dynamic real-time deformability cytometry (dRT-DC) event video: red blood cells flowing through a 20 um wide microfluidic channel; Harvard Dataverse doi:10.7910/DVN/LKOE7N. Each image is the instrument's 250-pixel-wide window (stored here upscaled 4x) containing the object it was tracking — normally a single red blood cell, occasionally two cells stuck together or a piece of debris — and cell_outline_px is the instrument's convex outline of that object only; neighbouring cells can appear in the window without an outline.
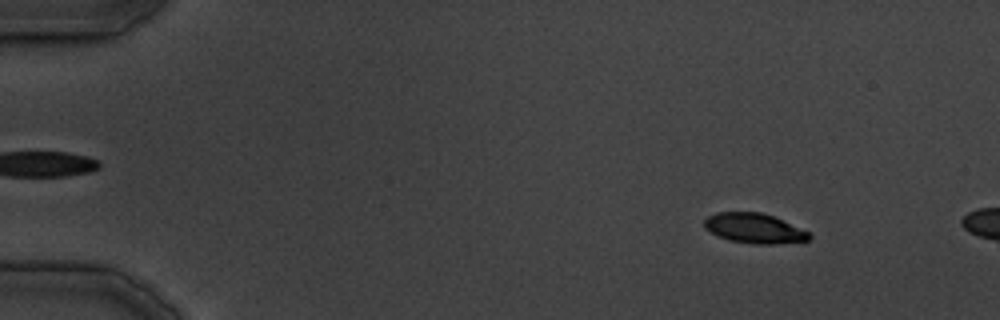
{"species": "common noctule bat (a hibernating species)", "species_latin": "Nyctalus noctula", "temperature_condition": "cold", "stored_images_in_passage": 8, "camera_frame_rate_fps": 3000, "um_per_image_px": 0.085, "animal": {"sex": "male", "body_mass_g": 19.5, "forearm_length_mm": 54.6}, "frame": {"image": 1, "passage_image": 5, "time_ms": 4.333, "image_size_px": [1000, 320], "cell_outline_px": [[812, 236], [808, 240], [776, 244], [756, 244], [728, 240], [704, 228], [704, 220], [708, 216], [716, 212], [760, 212], [772, 216], [808, 232]], "centroid_in_image_um": [64.08, 19.4], "position_along_channel_um": 20.9, "area_um2": 17.98}}